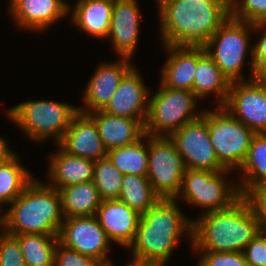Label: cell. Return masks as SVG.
Returning a JSON list of instances; mask_svg holds the SVG:
<instances>
[{"instance_id":"e575fe53","label":"cell","mask_w":266,"mask_h":266,"mask_svg":"<svg viewBox=\"0 0 266 266\" xmlns=\"http://www.w3.org/2000/svg\"><path fill=\"white\" fill-rule=\"evenodd\" d=\"M54 266H104L101 262L57 243Z\"/></svg>"},{"instance_id":"277c9868","label":"cell","mask_w":266,"mask_h":266,"mask_svg":"<svg viewBox=\"0 0 266 266\" xmlns=\"http://www.w3.org/2000/svg\"><path fill=\"white\" fill-rule=\"evenodd\" d=\"M2 216L1 229L9 234L58 235L64 220L59 190L35 178L10 203Z\"/></svg>"},{"instance_id":"5b68a950","label":"cell","mask_w":266,"mask_h":266,"mask_svg":"<svg viewBox=\"0 0 266 266\" xmlns=\"http://www.w3.org/2000/svg\"><path fill=\"white\" fill-rule=\"evenodd\" d=\"M252 30V23L229 16L203 46L229 82L246 81L241 71L248 51L251 56L247 62L250 66V80L254 78L253 45L249 42Z\"/></svg>"},{"instance_id":"d4e9b609","label":"cell","mask_w":266,"mask_h":266,"mask_svg":"<svg viewBox=\"0 0 266 266\" xmlns=\"http://www.w3.org/2000/svg\"><path fill=\"white\" fill-rule=\"evenodd\" d=\"M64 218L93 216L102 199L93 181L59 189Z\"/></svg>"},{"instance_id":"7a4b0ae2","label":"cell","mask_w":266,"mask_h":266,"mask_svg":"<svg viewBox=\"0 0 266 266\" xmlns=\"http://www.w3.org/2000/svg\"><path fill=\"white\" fill-rule=\"evenodd\" d=\"M188 218L175 198H159L140 215L135 237L128 247L131 258L166 266L182 236L186 233L192 239V219Z\"/></svg>"},{"instance_id":"1f68e13d","label":"cell","mask_w":266,"mask_h":266,"mask_svg":"<svg viewBox=\"0 0 266 266\" xmlns=\"http://www.w3.org/2000/svg\"><path fill=\"white\" fill-rule=\"evenodd\" d=\"M230 16L252 24L264 21L266 20V0H230Z\"/></svg>"},{"instance_id":"8fae6325","label":"cell","mask_w":266,"mask_h":266,"mask_svg":"<svg viewBox=\"0 0 266 266\" xmlns=\"http://www.w3.org/2000/svg\"><path fill=\"white\" fill-rule=\"evenodd\" d=\"M224 108L255 133H266V79L230 82Z\"/></svg>"},{"instance_id":"836d02e7","label":"cell","mask_w":266,"mask_h":266,"mask_svg":"<svg viewBox=\"0 0 266 266\" xmlns=\"http://www.w3.org/2000/svg\"><path fill=\"white\" fill-rule=\"evenodd\" d=\"M198 266H248L243 252L198 251Z\"/></svg>"},{"instance_id":"4dcf8cb0","label":"cell","mask_w":266,"mask_h":266,"mask_svg":"<svg viewBox=\"0 0 266 266\" xmlns=\"http://www.w3.org/2000/svg\"><path fill=\"white\" fill-rule=\"evenodd\" d=\"M123 174L113 165L108 156L94 163L93 182L102 200L118 199L121 193Z\"/></svg>"},{"instance_id":"ac0fdd59","label":"cell","mask_w":266,"mask_h":266,"mask_svg":"<svg viewBox=\"0 0 266 266\" xmlns=\"http://www.w3.org/2000/svg\"><path fill=\"white\" fill-rule=\"evenodd\" d=\"M9 11L17 27L44 31L70 11L64 0H10Z\"/></svg>"},{"instance_id":"8d00e7d4","label":"cell","mask_w":266,"mask_h":266,"mask_svg":"<svg viewBox=\"0 0 266 266\" xmlns=\"http://www.w3.org/2000/svg\"><path fill=\"white\" fill-rule=\"evenodd\" d=\"M243 196L255 213L260 232L266 234V186L250 189Z\"/></svg>"},{"instance_id":"30bf717a","label":"cell","mask_w":266,"mask_h":266,"mask_svg":"<svg viewBox=\"0 0 266 266\" xmlns=\"http://www.w3.org/2000/svg\"><path fill=\"white\" fill-rule=\"evenodd\" d=\"M186 171L181 154L169 137L148 135L147 178L160 198H175Z\"/></svg>"},{"instance_id":"4316f807","label":"cell","mask_w":266,"mask_h":266,"mask_svg":"<svg viewBox=\"0 0 266 266\" xmlns=\"http://www.w3.org/2000/svg\"><path fill=\"white\" fill-rule=\"evenodd\" d=\"M147 138L148 134H144L135 143L107 151L108 158L112 161L113 165L123 175L134 174L138 176H147L148 172Z\"/></svg>"},{"instance_id":"7402d4cb","label":"cell","mask_w":266,"mask_h":266,"mask_svg":"<svg viewBox=\"0 0 266 266\" xmlns=\"http://www.w3.org/2000/svg\"><path fill=\"white\" fill-rule=\"evenodd\" d=\"M51 154L48 168L50 186L57 190L83 182L93 181L95 161L72 156L60 147Z\"/></svg>"},{"instance_id":"7c38bea8","label":"cell","mask_w":266,"mask_h":266,"mask_svg":"<svg viewBox=\"0 0 266 266\" xmlns=\"http://www.w3.org/2000/svg\"><path fill=\"white\" fill-rule=\"evenodd\" d=\"M181 154L186 169L225 170L218 162L208 130V109L169 137Z\"/></svg>"},{"instance_id":"cb8c5ba5","label":"cell","mask_w":266,"mask_h":266,"mask_svg":"<svg viewBox=\"0 0 266 266\" xmlns=\"http://www.w3.org/2000/svg\"><path fill=\"white\" fill-rule=\"evenodd\" d=\"M114 0H78L72 10L77 28L92 37L107 39Z\"/></svg>"},{"instance_id":"ab89813d","label":"cell","mask_w":266,"mask_h":266,"mask_svg":"<svg viewBox=\"0 0 266 266\" xmlns=\"http://www.w3.org/2000/svg\"><path fill=\"white\" fill-rule=\"evenodd\" d=\"M130 261L131 262H129L128 265H126V266H156L152 263L144 262L142 260H138V259H134V258H132ZM107 266H113V265L110 262Z\"/></svg>"},{"instance_id":"e0dca14e","label":"cell","mask_w":266,"mask_h":266,"mask_svg":"<svg viewBox=\"0 0 266 266\" xmlns=\"http://www.w3.org/2000/svg\"><path fill=\"white\" fill-rule=\"evenodd\" d=\"M66 153L97 161L107 156L95 121L86 113L78 112L57 144Z\"/></svg>"},{"instance_id":"f546056e","label":"cell","mask_w":266,"mask_h":266,"mask_svg":"<svg viewBox=\"0 0 266 266\" xmlns=\"http://www.w3.org/2000/svg\"><path fill=\"white\" fill-rule=\"evenodd\" d=\"M159 196L153 191L147 176L126 174L123 176L118 200L127 204L140 215L152 207Z\"/></svg>"},{"instance_id":"44dd1931","label":"cell","mask_w":266,"mask_h":266,"mask_svg":"<svg viewBox=\"0 0 266 266\" xmlns=\"http://www.w3.org/2000/svg\"><path fill=\"white\" fill-rule=\"evenodd\" d=\"M169 55L161 75V82L171 89L192 90L197 68V46L164 45Z\"/></svg>"},{"instance_id":"f35d334b","label":"cell","mask_w":266,"mask_h":266,"mask_svg":"<svg viewBox=\"0 0 266 266\" xmlns=\"http://www.w3.org/2000/svg\"><path fill=\"white\" fill-rule=\"evenodd\" d=\"M15 153L7 146V142L4 138L0 137V163L5 162Z\"/></svg>"},{"instance_id":"d6a6232c","label":"cell","mask_w":266,"mask_h":266,"mask_svg":"<svg viewBox=\"0 0 266 266\" xmlns=\"http://www.w3.org/2000/svg\"><path fill=\"white\" fill-rule=\"evenodd\" d=\"M0 266H27L17 238L3 229L0 234Z\"/></svg>"},{"instance_id":"484cf974","label":"cell","mask_w":266,"mask_h":266,"mask_svg":"<svg viewBox=\"0 0 266 266\" xmlns=\"http://www.w3.org/2000/svg\"><path fill=\"white\" fill-rule=\"evenodd\" d=\"M239 170L243 172L242 180L237 184L241 195L250 189L266 186V133L253 136L247 157Z\"/></svg>"},{"instance_id":"9a60e30c","label":"cell","mask_w":266,"mask_h":266,"mask_svg":"<svg viewBox=\"0 0 266 266\" xmlns=\"http://www.w3.org/2000/svg\"><path fill=\"white\" fill-rule=\"evenodd\" d=\"M120 58L114 63L105 62L98 66L82 94L85 107H79V112L88 114L107 105L121 79L134 66L129 62L131 58Z\"/></svg>"},{"instance_id":"d590c367","label":"cell","mask_w":266,"mask_h":266,"mask_svg":"<svg viewBox=\"0 0 266 266\" xmlns=\"http://www.w3.org/2000/svg\"><path fill=\"white\" fill-rule=\"evenodd\" d=\"M259 29L263 31L259 41L253 45L254 78L266 79V20L253 23V31L259 35Z\"/></svg>"},{"instance_id":"8992f818","label":"cell","mask_w":266,"mask_h":266,"mask_svg":"<svg viewBox=\"0 0 266 266\" xmlns=\"http://www.w3.org/2000/svg\"><path fill=\"white\" fill-rule=\"evenodd\" d=\"M78 112L79 107L71 104L31 100L10 108L7 115L32 140L41 142L53 136L57 145Z\"/></svg>"},{"instance_id":"9c48e42d","label":"cell","mask_w":266,"mask_h":266,"mask_svg":"<svg viewBox=\"0 0 266 266\" xmlns=\"http://www.w3.org/2000/svg\"><path fill=\"white\" fill-rule=\"evenodd\" d=\"M229 170L209 171L186 169L179 193L187 204L204 208L203 213L228 208L241 193L237 184H227L224 176ZM225 174V175H224Z\"/></svg>"},{"instance_id":"3957f363","label":"cell","mask_w":266,"mask_h":266,"mask_svg":"<svg viewBox=\"0 0 266 266\" xmlns=\"http://www.w3.org/2000/svg\"><path fill=\"white\" fill-rule=\"evenodd\" d=\"M192 221L194 251L243 252L260 232L255 213L241 195L228 208L202 213Z\"/></svg>"},{"instance_id":"5bb4252c","label":"cell","mask_w":266,"mask_h":266,"mask_svg":"<svg viewBox=\"0 0 266 266\" xmlns=\"http://www.w3.org/2000/svg\"><path fill=\"white\" fill-rule=\"evenodd\" d=\"M135 65L124 75L102 111L120 117L139 119L143 124L149 110L150 90Z\"/></svg>"},{"instance_id":"603a6c76","label":"cell","mask_w":266,"mask_h":266,"mask_svg":"<svg viewBox=\"0 0 266 266\" xmlns=\"http://www.w3.org/2000/svg\"><path fill=\"white\" fill-rule=\"evenodd\" d=\"M229 80L222 74L218 65L207 54L203 46H197V68L192 91L198 99L213 94L216 106H224L229 93Z\"/></svg>"},{"instance_id":"6da1fadb","label":"cell","mask_w":266,"mask_h":266,"mask_svg":"<svg viewBox=\"0 0 266 266\" xmlns=\"http://www.w3.org/2000/svg\"><path fill=\"white\" fill-rule=\"evenodd\" d=\"M164 45L204 46L230 16V0H157Z\"/></svg>"},{"instance_id":"52a82bcc","label":"cell","mask_w":266,"mask_h":266,"mask_svg":"<svg viewBox=\"0 0 266 266\" xmlns=\"http://www.w3.org/2000/svg\"><path fill=\"white\" fill-rule=\"evenodd\" d=\"M197 102L198 98L192 90L171 89L161 83L158 92L149 97V110L144 124L145 134L170 137L184 124L203 115L204 110L195 113Z\"/></svg>"},{"instance_id":"4fadbf2b","label":"cell","mask_w":266,"mask_h":266,"mask_svg":"<svg viewBox=\"0 0 266 266\" xmlns=\"http://www.w3.org/2000/svg\"><path fill=\"white\" fill-rule=\"evenodd\" d=\"M57 237L63 246L95 258L104 266L111 262V241L95 215L64 218Z\"/></svg>"},{"instance_id":"f1b7e54d","label":"cell","mask_w":266,"mask_h":266,"mask_svg":"<svg viewBox=\"0 0 266 266\" xmlns=\"http://www.w3.org/2000/svg\"><path fill=\"white\" fill-rule=\"evenodd\" d=\"M18 158L15 153L0 163V211H2L1 204L10 205L34 179L30 171L20 165Z\"/></svg>"},{"instance_id":"74e56055","label":"cell","mask_w":266,"mask_h":266,"mask_svg":"<svg viewBox=\"0 0 266 266\" xmlns=\"http://www.w3.org/2000/svg\"><path fill=\"white\" fill-rule=\"evenodd\" d=\"M248 266H266V234L259 232L243 251Z\"/></svg>"},{"instance_id":"ffe728a7","label":"cell","mask_w":266,"mask_h":266,"mask_svg":"<svg viewBox=\"0 0 266 266\" xmlns=\"http://www.w3.org/2000/svg\"><path fill=\"white\" fill-rule=\"evenodd\" d=\"M88 115L95 121L107 151L135 143L145 134L144 124L139 119L114 116L102 110Z\"/></svg>"},{"instance_id":"83f0119b","label":"cell","mask_w":266,"mask_h":266,"mask_svg":"<svg viewBox=\"0 0 266 266\" xmlns=\"http://www.w3.org/2000/svg\"><path fill=\"white\" fill-rule=\"evenodd\" d=\"M27 266H54L58 235L15 234Z\"/></svg>"},{"instance_id":"ba28073f","label":"cell","mask_w":266,"mask_h":266,"mask_svg":"<svg viewBox=\"0 0 266 266\" xmlns=\"http://www.w3.org/2000/svg\"><path fill=\"white\" fill-rule=\"evenodd\" d=\"M208 130L217 160L225 170L240 169L256 134L224 106L208 110Z\"/></svg>"},{"instance_id":"d6986e66","label":"cell","mask_w":266,"mask_h":266,"mask_svg":"<svg viewBox=\"0 0 266 266\" xmlns=\"http://www.w3.org/2000/svg\"><path fill=\"white\" fill-rule=\"evenodd\" d=\"M95 216L110 241L128 249L135 237L140 214L124 202L114 199L102 200Z\"/></svg>"},{"instance_id":"2e32d148","label":"cell","mask_w":266,"mask_h":266,"mask_svg":"<svg viewBox=\"0 0 266 266\" xmlns=\"http://www.w3.org/2000/svg\"><path fill=\"white\" fill-rule=\"evenodd\" d=\"M140 11L137 0H114L110 29L113 49L119 57L132 58L137 48Z\"/></svg>"}]
</instances>
